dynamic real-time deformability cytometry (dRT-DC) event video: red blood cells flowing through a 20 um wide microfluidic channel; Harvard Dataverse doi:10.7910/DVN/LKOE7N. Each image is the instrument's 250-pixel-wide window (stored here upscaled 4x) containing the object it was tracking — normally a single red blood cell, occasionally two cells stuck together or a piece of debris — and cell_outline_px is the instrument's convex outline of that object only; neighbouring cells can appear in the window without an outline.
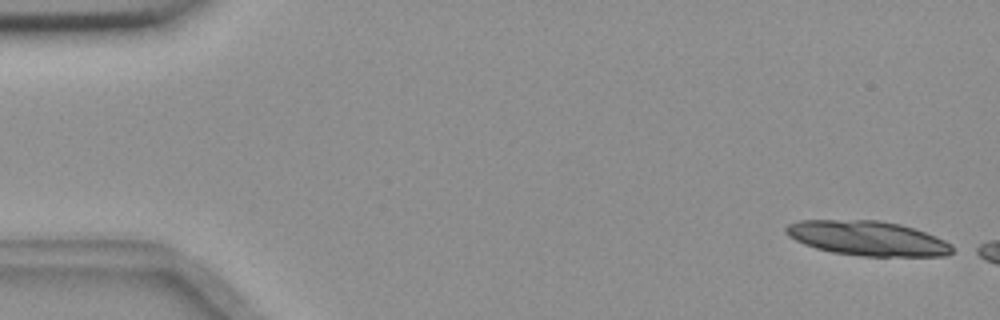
{"species": "common noctule bat (a hibernating species)", "species_latin": "Nyctalus noctula", "temperature_condition": "room temperature", "stored_images_in_passage": 2, "camera_frame_rate_fps": 3000, "um_per_image_px": 0.085, "animal": {"sex": "female", "body_mass_g": 18.4}, "frame": {"image": 1, "passage_image": 1, "time_ms": 0.0, "image_size_px": [1000, 320], "cell_outline_px": [[952, 252], [948, 256], [860, 256], [832, 252], [816, 248], [804, 244], [788, 236], [784, 232], [784, 228], [788, 224], [800, 220], [880, 220], [900, 224], [936, 236], [952, 244]], "centroid_in_image_um": [73.72, 20.25], "position_along_channel_um": 11.3, "area_um2": 33.64}}